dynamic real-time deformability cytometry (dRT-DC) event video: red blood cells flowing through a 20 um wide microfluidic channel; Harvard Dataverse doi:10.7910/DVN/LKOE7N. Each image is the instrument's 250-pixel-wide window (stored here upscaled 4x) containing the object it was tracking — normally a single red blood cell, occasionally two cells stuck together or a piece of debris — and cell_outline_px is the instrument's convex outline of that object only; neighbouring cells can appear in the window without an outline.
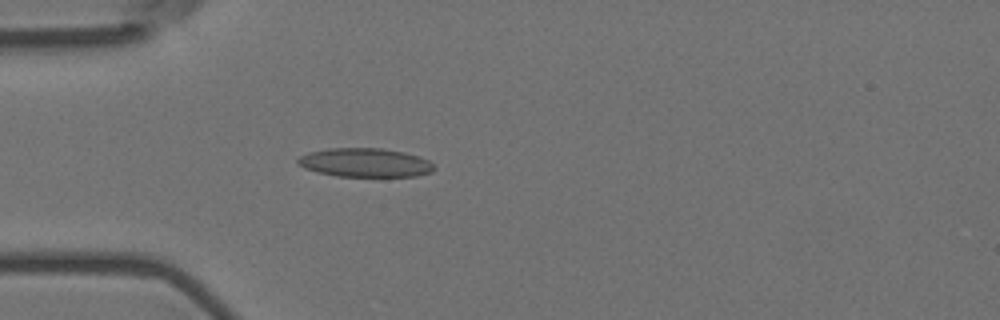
{"species": "Egyptian fruit bat (a non-hibernating species)", "species_latin": "Rousettus aegyptiacus", "temperature_condition": "room temperature", "stored_images_in_passage": 2, "camera_frame_rate_fps": 3000, "um_per_image_px": 0.085, "animal": {"sex": "female"}, "frame": {"image": 1, "passage_image": 2, "time_ms": 0.333, "image_size_px": [1000, 320], "cell_outline_px": [[436, 168], [432, 172], [416, 176], [336, 176], [316, 172], [304, 168], [296, 164], [296, 160], [300, 156], [308, 152], [328, 148], [380, 148], [404, 152], [420, 156], [428, 160]], "centroid_in_image_um": [31.01, 13.82], "position_along_channel_um": 54.0, "area_um2": 23.06}}